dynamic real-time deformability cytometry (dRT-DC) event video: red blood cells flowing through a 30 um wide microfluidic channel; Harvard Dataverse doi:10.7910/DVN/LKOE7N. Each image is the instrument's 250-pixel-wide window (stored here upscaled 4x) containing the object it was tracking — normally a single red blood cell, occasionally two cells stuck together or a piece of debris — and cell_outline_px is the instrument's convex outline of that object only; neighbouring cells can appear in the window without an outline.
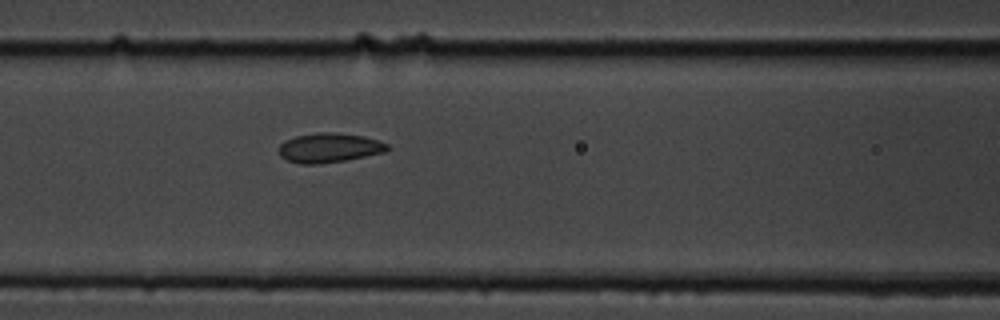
{"species": "common noctule bat (a hibernating species)", "species_latin": "Nyctalus noctula", "temperature_condition": "cold", "stored_images_in_passage": 3, "camera_frame_rate_fps": 3000, "um_per_image_px": 0.085, "animal": {"sex": "male", "body_mass_g": 19.5, "forearm_length_mm": 54.6}, "frame": {"image": 1, "passage_image": 3, "time_ms": 2.333, "image_size_px": [1000, 320], "cell_outline_px": [[392, 148], [384, 152], [348, 160], [320, 164], [300, 164], [288, 160], [280, 156], [280, 144], [284, 140], [296, 136], [316, 132], [336, 132], [364, 136], [380, 140], [388, 144]], "centroid_in_image_um": [28.02, 12.56], "position_along_channel_um": 138.6, "area_um2": 18.9}}